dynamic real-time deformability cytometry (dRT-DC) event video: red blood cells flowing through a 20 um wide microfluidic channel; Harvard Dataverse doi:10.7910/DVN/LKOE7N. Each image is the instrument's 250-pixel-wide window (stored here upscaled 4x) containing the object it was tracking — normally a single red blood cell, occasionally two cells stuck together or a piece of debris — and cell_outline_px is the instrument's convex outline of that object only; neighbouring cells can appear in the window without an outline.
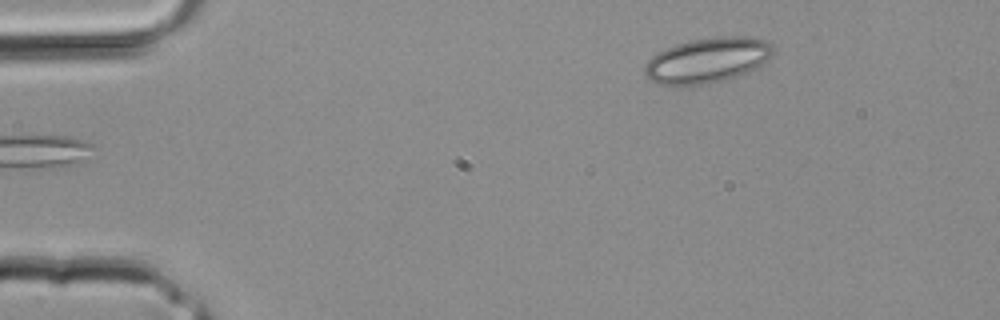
{"species": "common noctule bat (a hibernating species)", "species_latin": "Nyctalus noctula", "temperature_condition": "room temperature", "stored_images_in_passage": 3, "camera_frame_rate_fps": 3000, "um_per_image_px": 0.085, "animal": {"sex": "male", "body_mass_g": 20.4}, "frame": {"image": 1, "passage_image": 3, "time_ms": 0.667, "image_size_px": [1000, 320], "cell_outline_px": [[772, 52], [756, 68], [748, 72], [724, 80], [704, 84], [660, 84], [648, 80], [644, 72], [644, 68], [648, 60], [656, 52], [676, 44], [692, 40], [716, 36], [748, 36], [768, 40], [772, 44]], "centroid_in_image_um": [60.1, 5.1], "position_along_channel_um": 24.9, "area_um2": 33.52}}